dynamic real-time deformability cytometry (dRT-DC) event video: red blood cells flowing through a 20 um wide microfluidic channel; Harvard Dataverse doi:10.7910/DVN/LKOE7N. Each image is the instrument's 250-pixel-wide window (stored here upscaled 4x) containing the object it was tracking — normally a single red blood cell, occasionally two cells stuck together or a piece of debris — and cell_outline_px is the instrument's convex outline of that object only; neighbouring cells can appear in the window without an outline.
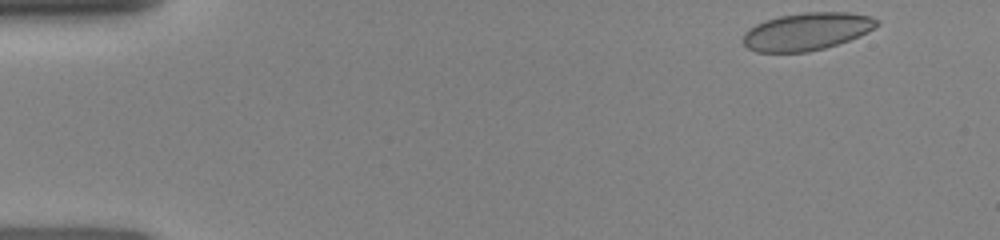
{"species": "human", "species_latin": "Homo sapiens", "temperature_condition": "room temperature", "stored_images_in_passage": 17, "camera_frame_rate_fps": 3000, "um_per_image_px": 0.085, "donor": {"sex": "female"}, "frame": {"image": 1, "passage_image": 1, "time_ms": 0.0, "image_size_px": [1000, 240], "cell_outline_px": [[880, 24], [848, 40], [824, 48], [808, 52], [756, 52], [748, 48], [740, 40], [744, 32], [748, 28], [764, 20], [780, 16], [804, 12], [848, 12], [868, 16], [880, 20]], "centroid_in_image_um": [68.5, 2.67], "position_along_channel_um": 16.5, "area_um2": 29.19}}
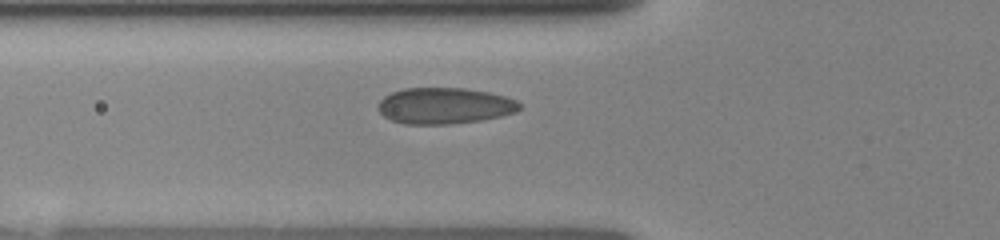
{"frame": {"image": 2, "passage_image": 8, "time_ms": 4.333, "image_size_px": [1000, 240], "cell_outline_px": [[520, 108], [516, 112], [500, 116], [480, 120], [452, 124], [404, 124], [392, 120], [384, 116], [376, 108], [376, 104], [384, 96], [392, 92], [404, 88], [464, 88], [488, 92], [504, 96], [516, 100], [520, 104]], "centroid_in_image_um": [37.75, 8.99], "position_along_channel_um": 88.1, "area_um2": 29.88}}
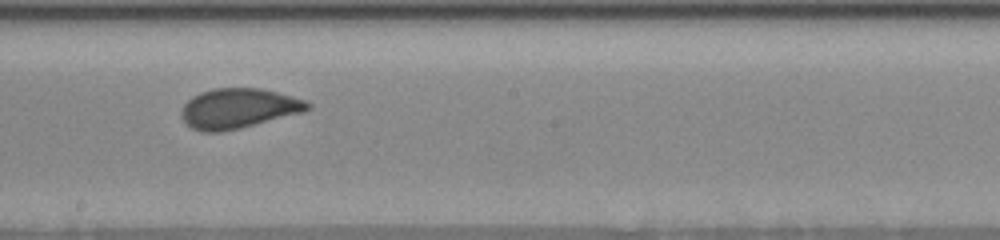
{"frame": {"image": 3, "passage_image": 15, "time_ms": 7.667, "image_size_px": [1000, 240], "cell_outline_px": [[312, 108], [304, 112], [240, 128], [220, 132], [200, 132], [192, 128], [180, 116], [180, 112], [184, 104], [192, 96], [200, 92], [212, 88], [260, 88], [276, 92], [304, 100], [312, 104]], "centroid_in_image_um": [20.25, 9.21], "position_along_channel_um": 228.0, "area_um2": 29.42}}